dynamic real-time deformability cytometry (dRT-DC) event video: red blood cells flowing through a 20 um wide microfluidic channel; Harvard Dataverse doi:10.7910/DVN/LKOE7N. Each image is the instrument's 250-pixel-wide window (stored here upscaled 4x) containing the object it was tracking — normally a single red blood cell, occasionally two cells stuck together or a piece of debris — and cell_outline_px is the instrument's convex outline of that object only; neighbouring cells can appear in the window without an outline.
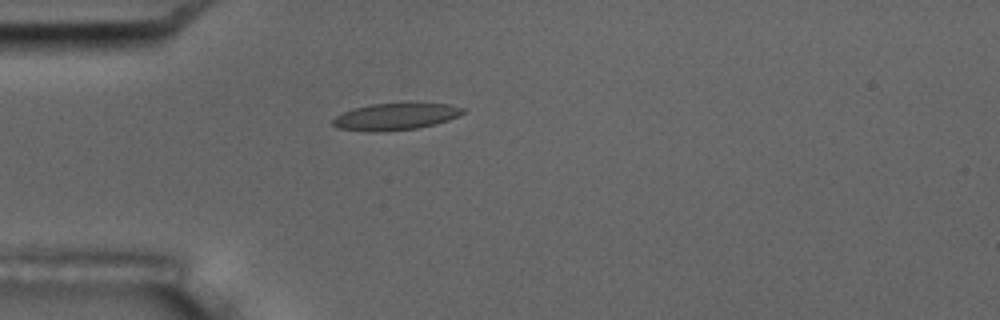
{"species": "common noctule bat (a hibernating species)", "species_latin": "Nyctalus noctula", "temperature_condition": "room temperature", "stored_images_in_passage": 10, "camera_frame_rate_fps": 3000, "um_per_image_px": 0.085, "animal": {"sex": "male", "body_mass_g": 17.5, "forearm_length_mm": 52.3}, "frame": {"image": 1, "passage_image": 5, "time_ms": 4.667, "image_size_px": [1000, 320], "cell_outline_px": [[468, 108], [464, 112], [448, 120], [416, 128], [376, 132], [368, 132], [336, 128], [332, 124], [332, 120], [336, 116], [352, 108], [372, 104], [408, 100], [448, 104]], "centroid_in_image_um": [33.63, 9.86], "position_along_channel_um": 51.4, "area_um2": 21.15}}
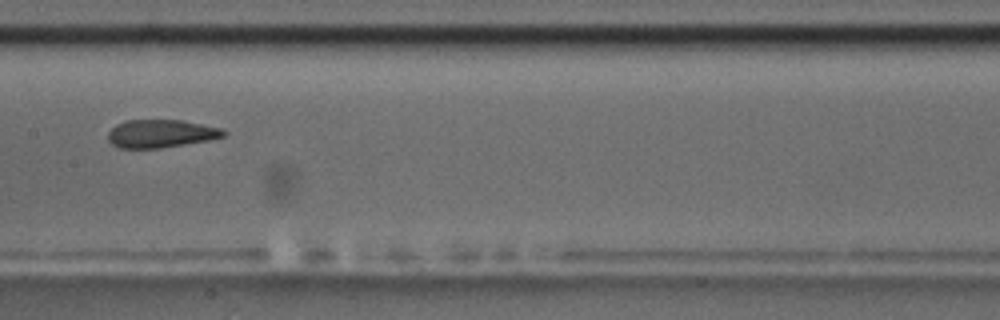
{"frame": {"image": 2, "passage_image": 9, "time_ms": 9.0, "image_size_px": [1000, 320], "cell_outline_px": [[228, 132], [224, 136], [208, 140], [160, 148], [120, 148], [112, 144], [108, 140], [108, 132], [116, 124], [124, 120], [180, 120], [220, 128]], "centroid_in_image_um": [13.64, 11.35], "position_along_channel_um": 193.8, "area_um2": 18.73}}